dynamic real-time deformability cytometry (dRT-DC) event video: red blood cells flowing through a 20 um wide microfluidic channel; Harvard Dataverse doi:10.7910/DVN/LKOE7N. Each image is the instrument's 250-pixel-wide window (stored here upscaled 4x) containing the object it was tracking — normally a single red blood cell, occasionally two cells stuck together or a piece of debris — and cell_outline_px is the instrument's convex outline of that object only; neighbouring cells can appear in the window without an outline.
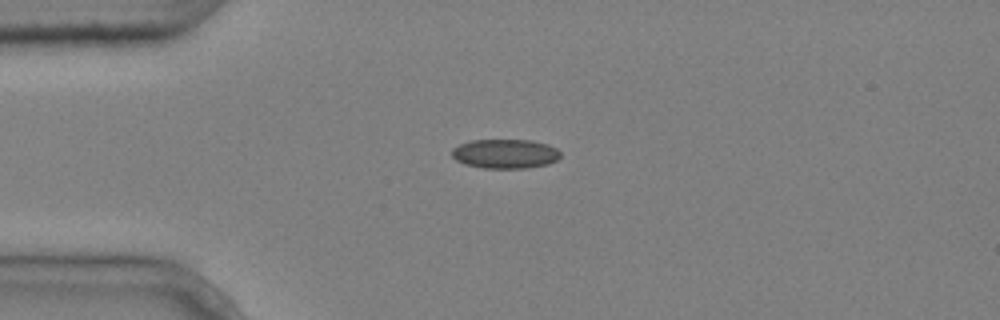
{"species": "common noctule bat (a hibernating species)", "species_latin": "Nyctalus noctula", "temperature_condition": "cold", "stored_images_in_passage": 5, "camera_frame_rate_fps": 3000, "um_per_image_px": 0.085, "animal": {"sex": "male", "body_mass_g": 20.4}, "frame": {"image": 1, "passage_image": 3, "time_ms": 0.667, "image_size_px": [1000, 320], "cell_outline_px": [[560, 156], [556, 160], [548, 164], [528, 168], [484, 168], [464, 164], [456, 160], [452, 156], [452, 148], [460, 144], [472, 140], [532, 140], [548, 144], [556, 148], [560, 152]], "centroid_in_image_um": [42.94, 13.07], "position_along_channel_um": 42.1, "area_um2": 18.61}}